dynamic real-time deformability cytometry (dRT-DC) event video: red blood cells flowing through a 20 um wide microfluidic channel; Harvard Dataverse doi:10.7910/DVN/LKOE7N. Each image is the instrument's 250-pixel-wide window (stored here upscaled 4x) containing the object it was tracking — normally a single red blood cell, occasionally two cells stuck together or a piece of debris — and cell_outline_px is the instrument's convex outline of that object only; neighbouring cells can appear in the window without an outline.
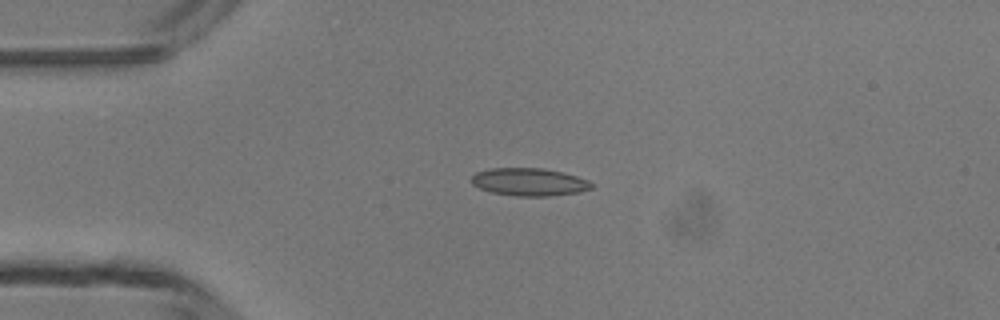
{"species": "common noctule bat (a hibernating species)", "species_latin": "Nyctalus noctula", "temperature_condition": "room temperature", "stored_images_in_passage": 4, "camera_frame_rate_fps": 3000, "um_per_image_px": 0.085, "animal": {"sex": "male", "body_mass_g": 13.3}, "frame": {"image": 1, "passage_image": 3, "time_ms": 2.333, "image_size_px": [1000, 320], "cell_outline_px": [[592, 188], [580, 192], [548, 196], [516, 196], [492, 192], [480, 188], [472, 184], [472, 176], [476, 172], [488, 168], [544, 168], [576, 176], [588, 180], [592, 184]], "centroid_in_image_um": [44.97, 15.46], "position_along_channel_um": 40.0, "area_um2": 19.31}}